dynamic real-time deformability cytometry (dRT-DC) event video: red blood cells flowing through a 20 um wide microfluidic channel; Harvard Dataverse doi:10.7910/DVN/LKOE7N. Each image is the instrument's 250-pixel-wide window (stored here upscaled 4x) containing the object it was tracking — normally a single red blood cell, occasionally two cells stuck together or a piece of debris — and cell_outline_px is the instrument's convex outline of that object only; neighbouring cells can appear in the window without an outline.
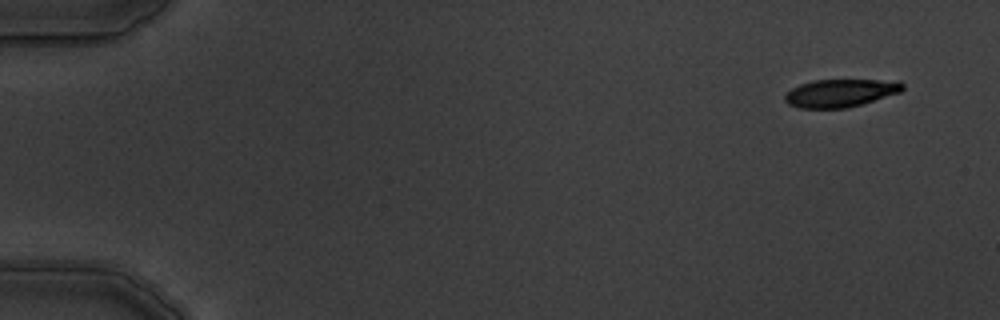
{"species": "common noctule bat (a hibernating species)", "species_latin": "Nyctalus noctula", "temperature_condition": "warm", "stored_images_in_passage": 4, "camera_frame_rate_fps": 3000, "um_per_image_px": 0.085, "animal": {"sex": "male", "body_mass_g": 19.5, "forearm_length_mm": 54.6}, "frame": {"image": 1, "passage_image": 1, "time_ms": 0.0, "image_size_px": [1000, 320], "cell_outline_px": [[904, 88], [900, 92], [860, 104], [844, 108], [800, 108], [788, 104], [784, 100], [784, 96], [792, 88], [800, 84], [812, 80], [900, 80], [904, 84]], "centroid_in_image_um": [71.43, 7.89], "position_along_channel_um": 13.6, "area_um2": 19.02}}
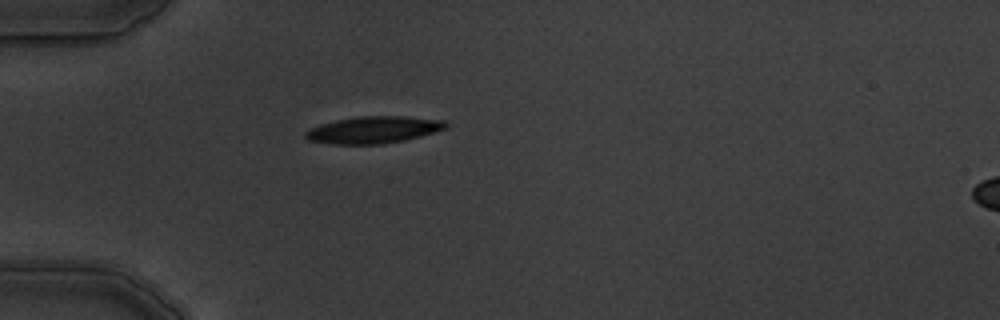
{"frame": {"image": 2, "passage_image": 4, "time_ms": 4.333, "image_size_px": [1000, 320], "cell_outline_px": [[448, 128], [420, 136], [404, 140], [380, 144], [332, 144], [308, 140], [304, 136], [304, 132], [320, 124], [336, 120], [360, 116], [404, 116], [444, 120], [448, 124]], "centroid_in_image_um": [31.76, 11.03], "position_along_channel_um": 53.2, "area_um2": 21.96}}